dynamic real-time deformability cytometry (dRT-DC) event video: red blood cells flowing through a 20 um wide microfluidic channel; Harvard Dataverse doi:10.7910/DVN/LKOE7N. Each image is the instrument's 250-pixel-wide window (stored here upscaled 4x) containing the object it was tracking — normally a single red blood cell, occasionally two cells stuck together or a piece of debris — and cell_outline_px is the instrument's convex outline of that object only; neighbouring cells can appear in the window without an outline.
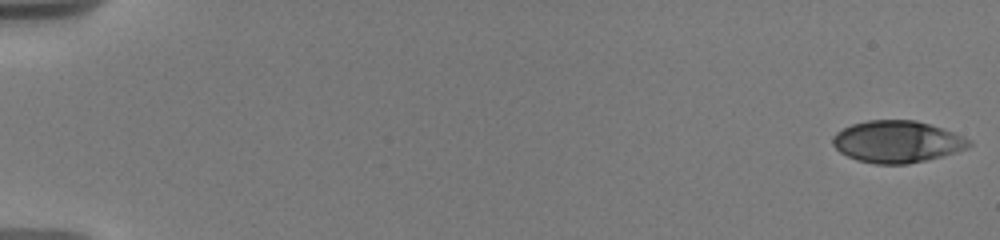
{"species": "human", "species_latin": "Homo sapiens", "temperature_condition": "warm", "stored_images_in_passage": 20, "camera_frame_rate_fps": 3000, "um_per_image_px": 0.085, "donor": {"sex": "male"}, "frame": {"image": 1, "passage_image": 1, "time_ms": 0.0, "image_size_px": [1000, 240], "cell_outline_px": [[972, 144], [968, 148], [956, 152], [908, 164], [876, 164], [856, 160], [840, 152], [832, 144], [832, 136], [836, 132], [852, 124], [868, 120], [916, 120], [964, 136], [972, 140]], "centroid_in_image_um": [76.24, 12.04], "position_along_channel_um": 8.8, "area_um2": 33.18}}
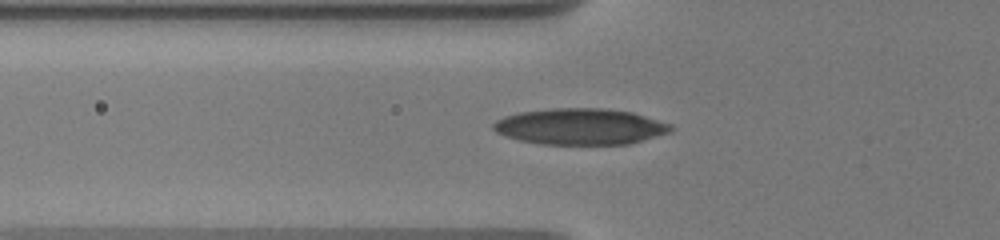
{"frame": {"image": 2, "passage_image": 12, "time_ms": 6.667, "image_size_px": [1000, 240], "cell_outline_px": [[676, 128], [672, 132], [628, 144], [540, 144], [520, 140], [504, 136], [496, 132], [492, 128], [492, 124], [496, 120], [504, 116], [520, 112], [552, 108], [604, 108], [632, 112], [672, 124]], "centroid_in_image_um": [49.34, 10.75], "position_along_channel_um": 76.5, "area_um2": 37.63}}
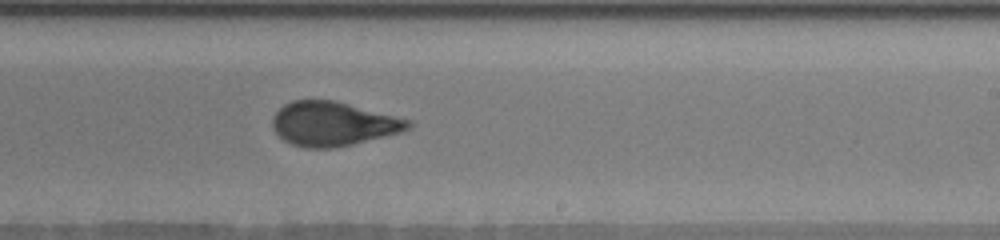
{"frame": {"image": 3, "passage_image": 20, "time_ms": 11.667, "image_size_px": [1000, 240], "cell_outline_px": [[412, 128], [404, 132], [336, 148], [304, 148], [292, 144], [284, 140], [272, 128], [272, 116], [284, 104], [292, 100], [336, 100], [412, 120]], "centroid_in_image_um": [28.35, 10.52], "position_along_channel_um": 260.7, "area_um2": 35.37}}